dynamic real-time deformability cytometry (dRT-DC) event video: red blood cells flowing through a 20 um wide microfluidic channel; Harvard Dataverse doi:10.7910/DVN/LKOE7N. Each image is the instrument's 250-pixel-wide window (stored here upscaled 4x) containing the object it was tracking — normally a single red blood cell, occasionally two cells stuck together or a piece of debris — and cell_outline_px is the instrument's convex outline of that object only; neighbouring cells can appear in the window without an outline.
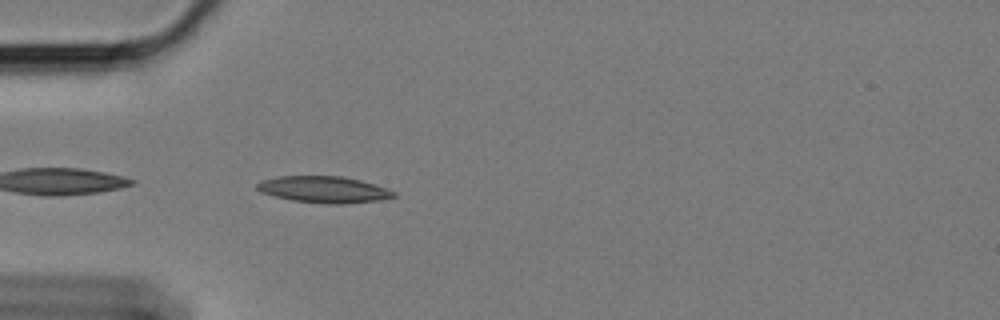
{"species": "Egyptian fruit bat (a non-hibernating species)", "species_latin": "Rousettus aegyptiacus", "temperature_condition": "cold", "stored_images_in_passage": 27, "camera_frame_rate_fps": 3000, "um_per_image_px": 0.085, "animal": {"sex": "female"}, "frame": {"image": 1, "passage_image": 2, "time_ms": 0.333, "image_size_px": [1000, 320], "cell_outline_px": [[396, 196], [380, 200], [344, 204], [328, 204], [292, 200], [260, 192], [256, 188], [256, 184], [264, 180], [280, 176], [340, 176], [360, 180], [388, 188], [396, 192]], "centroid_in_image_um": [27.57, 16.11], "position_along_channel_um": 57.4, "area_um2": 21.04}}
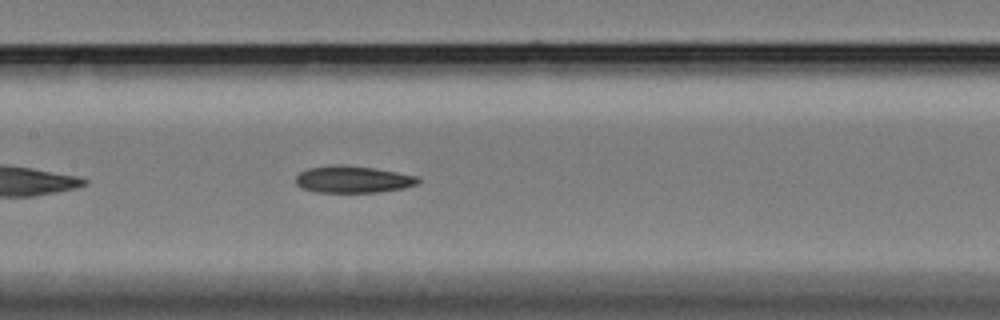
{"frame": {"image": 2, "passage_image": 13, "time_ms": 4.0, "image_size_px": [1000, 320], "cell_outline_px": [[420, 180], [416, 184], [404, 188], [380, 192], [316, 192], [300, 188], [296, 184], [296, 176], [300, 172], [308, 168], [328, 164], [344, 164], [376, 168], [420, 176]], "centroid_in_image_um": [29.99, 15.23], "position_along_channel_um": 177.4, "area_um2": 19.59}}
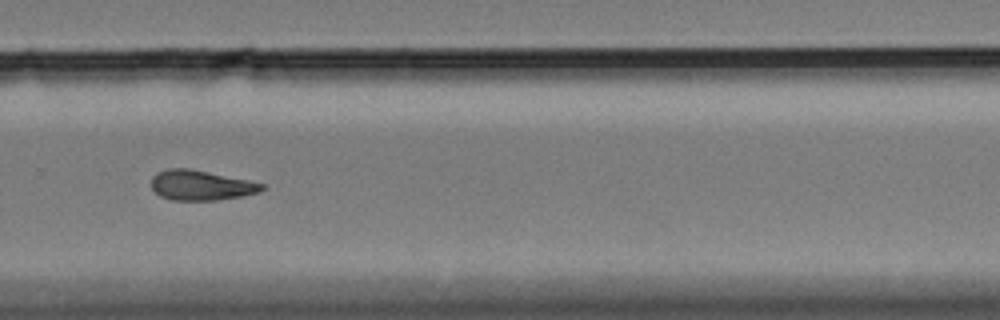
{"frame": {"image": 3, "passage_image": 25, "time_ms": 8.0, "image_size_px": [1000, 320], "cell_outline_px": [[264, 188], [260, 192], [244, 196], [216, 200], [172, 200], [160, 196], [152, 188], [152, 176], [156, 172], [168, 168], [188, 168], [248, 180], [264, 184]], "centroid_in_image_um": [17.07, 15.75], "position_along_channel_um": 312.7, "area_um2": 19.31}}